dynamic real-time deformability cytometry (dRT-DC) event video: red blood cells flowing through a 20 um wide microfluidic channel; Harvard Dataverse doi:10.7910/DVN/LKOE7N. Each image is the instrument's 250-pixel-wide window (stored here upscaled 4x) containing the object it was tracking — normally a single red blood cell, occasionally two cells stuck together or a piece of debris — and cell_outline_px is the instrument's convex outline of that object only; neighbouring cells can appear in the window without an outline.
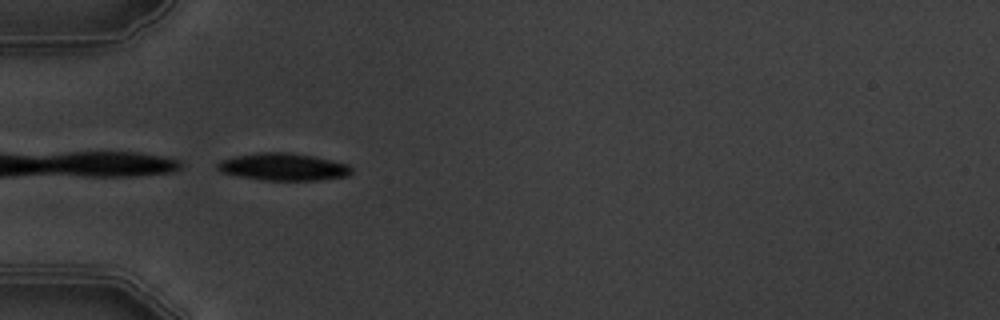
{"species": "common noctule bat (a hibernating species)", "species_latin": "Nyctalus noctula", "temperature_condition": "warm", "stored_images_in_passage": 4, "camera_frame_rate_fps": 3000, "um_per_image_px": 0.085, "animal": {"sex": "male", "body_mass_g": 19.5, "forearm_length_mm": 54.6}, "frame": {"image": 1, "passage_image": 1, "time_ms": 0.0, "image_size_px": [1000, 320], "cell_outline_px": [[352, 172], [348, 176], [320, 180], [264, 180], [240, 176], [220, 172], [216, 168], [216, 164], [220, 160], [232, 156], [260, 152], [288, 152], [312, 156], [348, 164], [352, 168]], "centroid_in_image_um": [24.05, 14.18], "position_along_channel_um": 61.0, "area_um2": 21.39}}